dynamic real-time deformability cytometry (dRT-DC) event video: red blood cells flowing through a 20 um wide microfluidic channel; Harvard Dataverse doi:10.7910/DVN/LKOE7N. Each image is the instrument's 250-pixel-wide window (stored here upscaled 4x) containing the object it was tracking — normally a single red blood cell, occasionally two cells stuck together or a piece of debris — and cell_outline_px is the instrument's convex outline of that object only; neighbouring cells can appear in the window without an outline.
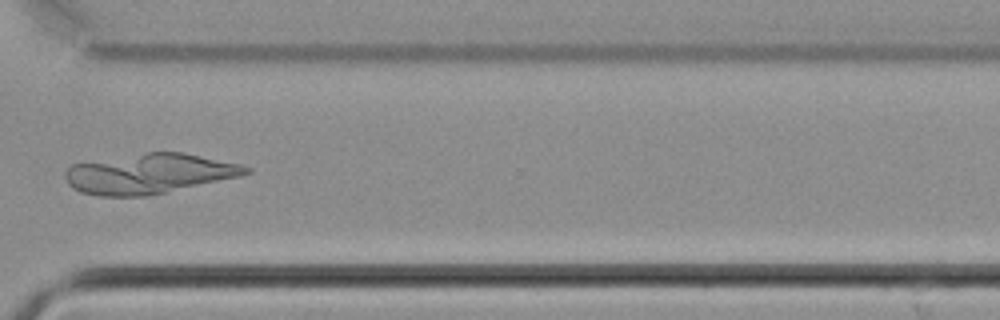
{"species": "common noctule bat (a hibernating species)", "species_latin": "Nyctalus noctula", "temperature_condition": "cold", "stored_images_in_passage": 40, "camera_frame_rate_fps": 3000, "um_per_image_px": 0.085, "animal": {"sex": "male", "body_mass_g": 21.5, "forearm_length_mm": 52.0}, "frame": {"image": 1, "passage_image": 29, "time_ms": 9.333, "image_size_px": [1000, 320], "cell_outline_px": [[252, 172], [240, 176], [168, 192], [148, 196], [96, 196], [80, 192], [72, 188], [68, 184], [64, 176], [64, 172], [72, 164], [148, 152], [184, 152], [240, 164], [252, 168]], "centroid_in_image_um": [12.68, 14.77], "position_along_channel_um": 357.9, "area_um2": 42.14}}